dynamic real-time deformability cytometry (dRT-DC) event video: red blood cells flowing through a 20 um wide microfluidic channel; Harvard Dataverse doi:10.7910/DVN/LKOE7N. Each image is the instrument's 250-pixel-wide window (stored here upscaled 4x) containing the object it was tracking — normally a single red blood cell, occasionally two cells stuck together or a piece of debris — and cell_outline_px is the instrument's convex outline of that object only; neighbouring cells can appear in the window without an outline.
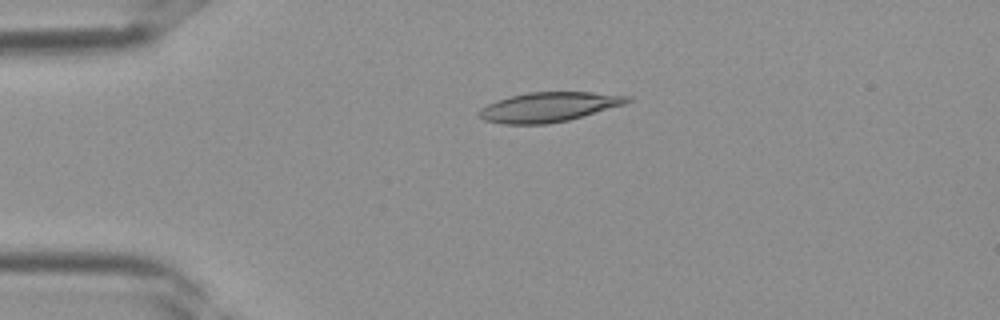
{"species": "Egyptian fruit bat (a non-hibernating species)", "species_latin": "Rousettus aegyptiacus", "temperature_condition": "room temperature", "stored_images_in_passage": 38, "camera_frame_rate_fps": 3000, "um_per_image_px": 0.085, "frame": {"image": 1, "passage_image": 9, "time_ms": 2.667, "image_size_px": [1000, 320], "cell_outline_px": [[632, 100], [624, 104], [568, 120], [548, 124], [500, 124], [484, 120], [476, 116], [476, 112], [480, 108], [496, 100], [528, 92], [592, 92], [632, 96]], "centroid_in_image_um": [46.59, 9.1], "position_along_channel_um": 38.4, "area_um2": 25.66}}
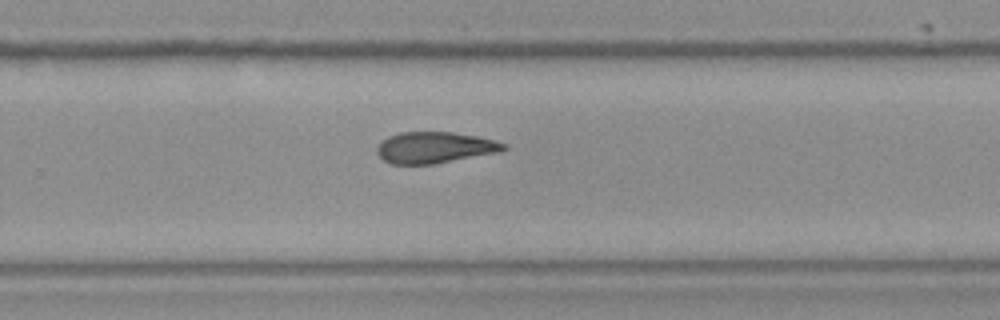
{"frame": {"image": 2, "passage_image": 25, "time_ms": 8.0, "image_size_px": [1000, 320], "cell_outline_px": [[508, 148], [504, 152], [432, 164], [392, 164], [384, 160], [376, 152], [376, 148], [388, 136], [400, 132], [452, 132], [476, 136], [508, 144]], "centroid_in_image_um": [37.01, 12.54], "position_along_channel_um": 292.8, "area_um2": 23.18}}
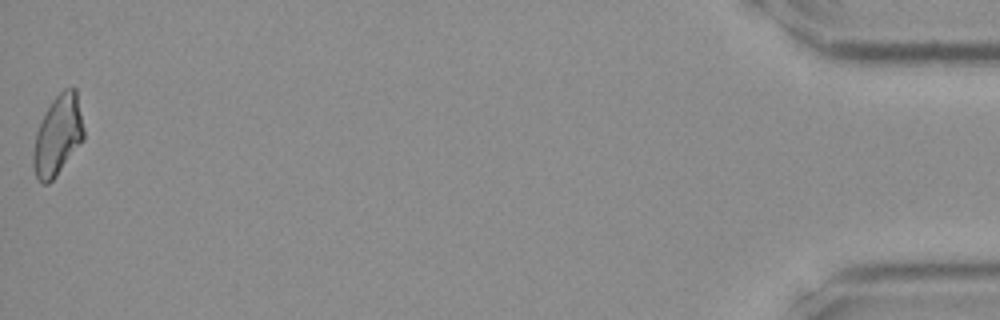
{"frame": {"image": 3, "passage_image": 38, "time_ms": 12.333, "image_size_px": [1000, 320], "cell_outline_px": [[84, 140], [56, 176], [48, 184], [44, 184], [36, 176], [32, 164], [32, 152], [36, 132], [44, 112], [52, 100], [64, 88], [72, 84], [76, 88], [84, 128]], "centroid_in_image_um": [4.92, 11.48], "position_along_channel_um": 430.3, "area_um2": 23.87}}